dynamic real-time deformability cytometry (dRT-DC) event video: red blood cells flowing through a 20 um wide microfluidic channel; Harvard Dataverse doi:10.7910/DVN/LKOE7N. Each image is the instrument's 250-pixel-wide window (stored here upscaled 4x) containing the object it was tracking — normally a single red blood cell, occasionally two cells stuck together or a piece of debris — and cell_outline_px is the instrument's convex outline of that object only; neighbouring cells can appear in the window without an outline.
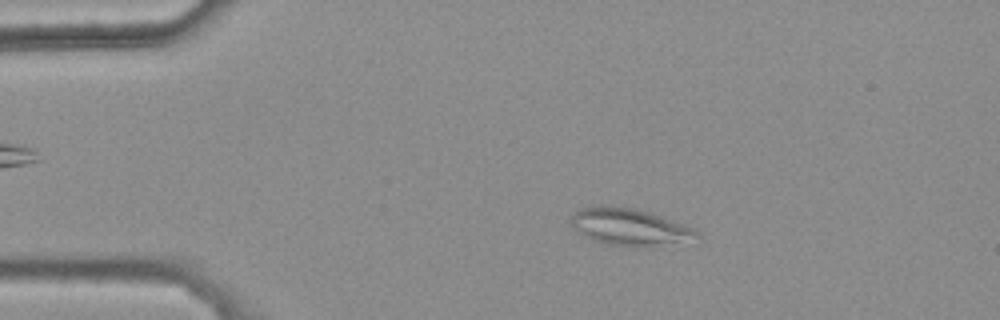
{"species": "common noctule bat (a hibernating species)", "species_latin": "Nyctalus noctula", "temperature_condition": "warm", "stored_images_in_passage": 44, "camera_frame_rate_fps": 3000, "um_per_image_px": 0.085, "animal": {"sex": "female", "body_mass_g": 25.1}, "frame": {"image": 1, "passage_image": 9, "time_ms": 2.667, "image_size_px": [1000, 320], "cell_outline_px": [[700, 236], [652, 248], [632, 248], [604, 244], [592, 240], [572, 228], [568, 220], [572, 212], [580, 208], [592, 204], [600, 204], [636, 208], [652, 212], [696, 228], [700, 232]], "centroid_in_image_um": [53.45, 19.28], "position_along_channel_um": 31.5, "area_um2": 28.32}}
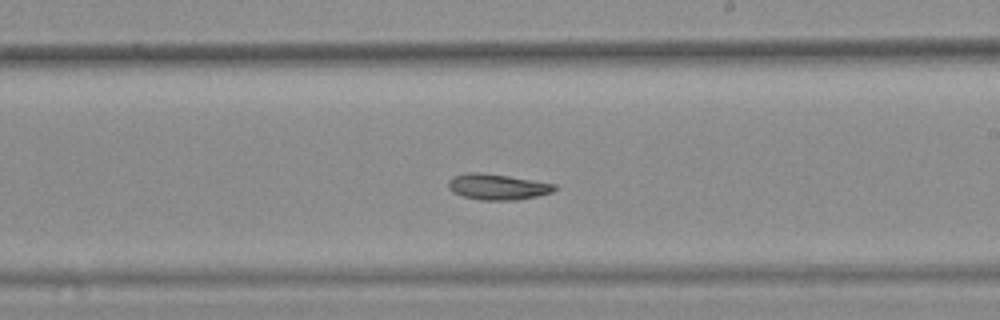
{"frame": {"image": 2, "passage_image": 30, "time_ms": 9.667, "image_size_px": [1000, 320], "cell_outline_px": [[556, 188], [552, 192], [536, 196], [516, 200], [480, 200], [464, 196], [452, 192], [448, 188], [448, 180], [452, 176], [468, 172], [480, 172], [508, 176], [556, 184]], "centroid_in_image_um": [42.24, 15.87], "position_along_channel_um": 246.8, "area_um2": 15.95}}
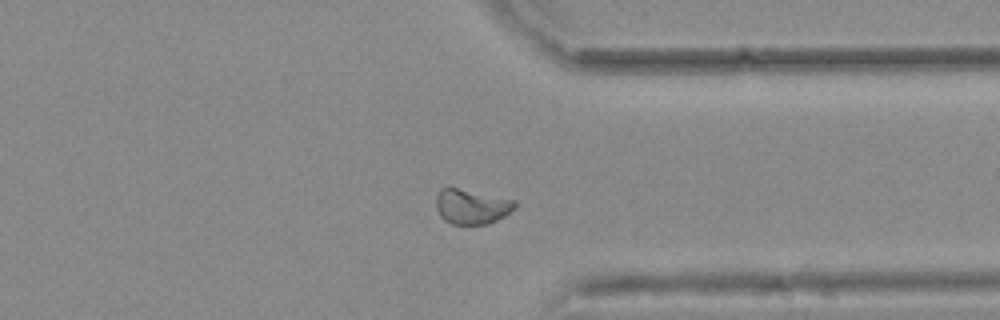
{"frame": {"image": 3, "passage_image": 40, "time_ms": 13.0, "image_size_px": [1000, 320], "cell_outline_px": [[516, 208], [504, 216], [488, 224], [452, 224], [444, 220], [440, 216], [436, 208], [436, 196], [440, 188], [456, 188], [516, 200]], "centroid_in_image_um": [40.08, 17.56], "position_along_channel_um": 371.3, "area_um2": 15.95}}